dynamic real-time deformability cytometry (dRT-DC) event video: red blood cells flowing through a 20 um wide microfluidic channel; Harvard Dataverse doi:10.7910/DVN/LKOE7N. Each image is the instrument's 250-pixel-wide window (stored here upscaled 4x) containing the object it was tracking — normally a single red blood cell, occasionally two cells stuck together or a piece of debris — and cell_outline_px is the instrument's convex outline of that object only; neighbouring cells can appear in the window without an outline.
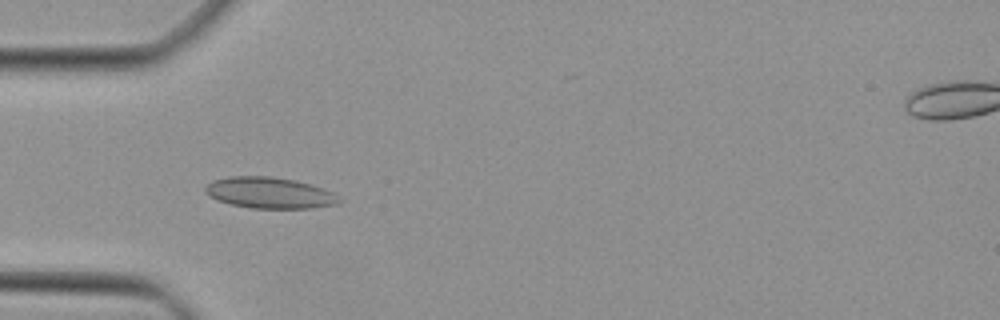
{"species": "Egyptian fruit bat (a non-hibernating species)", "species_latin": "Rousettus aegyptiacus", "temperature_condition": "cold", "stored_images_in_passage": 32, "camera_frame_rate_fps": 3000, "um_per_image_px": 0.085, "animal": {"sex": "female"}, "frame": {"image": 1, "passage_image": 4, "time_ms": 1.0, "image_size_px": [1000, 320], "cell_outline_px": [[340, 200], [336, 204], [308, 208], [252, 208], [232, 204], [216, 200], [208, 196], [204, 192], [204, 188], [212, 180], [228, 176], [268, 176], [292, 180], [308, 184], [332, 192]], "centroid_in_image_um": [22.81, 16.39], "position_along_channel_um": 62.2, "area_um2": 23.93}}
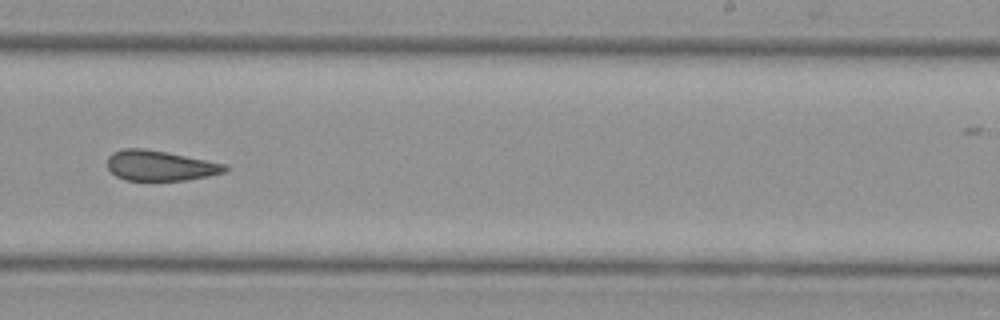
{"frame": {"image": 2, "passage_image": 19, "time_ms": 6.0, "image_size_px": [1000, 320], "cell_outline_px": [[228, 168], [224, 172], [208, 176], [184, 180], [124, 180], [116, 176], [108, 168], [108, 156], [112, 152], [124, 148], [144, 148], [168, 152], [224, 164]], "centroid_in_image_um": [13.56, 14.07], "position_along_channel_um": 275.4, "area_um2": 20.58}}
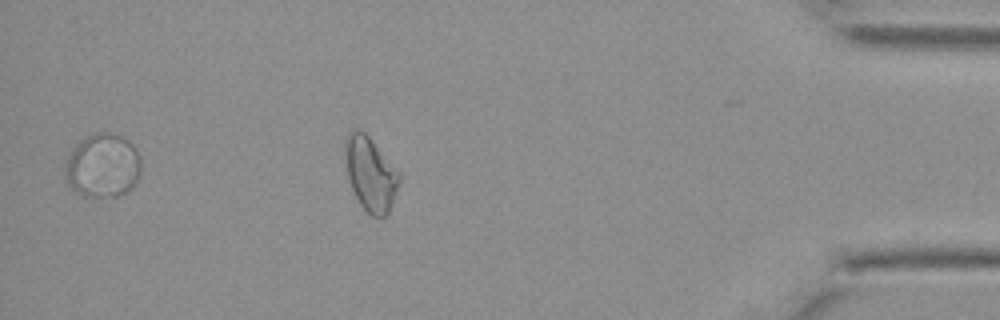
{"frame": {"image": 3, "passage_image": 31, "time_ms": 10.0, "image_size_px": [1000, 320], "cell_outline_px": [[140, 176], [136, 184], [128, 192], [120, 196], [84, 196], [72, 192], [68, 184], [64, 172], [64, 164], [68, 156], [80, 140], [92, 132], [100, 132], [120, 136], [128, 140], [136, 148], [140, 156]], "centroid_in_image_um": [8.73, 14.1], "position_along_channel_um": 426.5, "area_um2": 28.73}}